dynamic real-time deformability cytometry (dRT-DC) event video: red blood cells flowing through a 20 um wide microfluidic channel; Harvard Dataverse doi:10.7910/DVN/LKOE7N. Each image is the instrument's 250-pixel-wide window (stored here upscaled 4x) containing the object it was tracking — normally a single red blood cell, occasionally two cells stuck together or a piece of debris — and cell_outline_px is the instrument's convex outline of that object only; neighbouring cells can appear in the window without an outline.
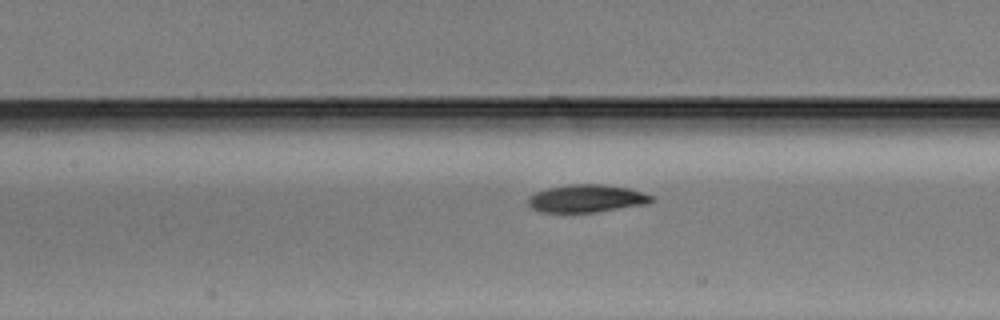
{"species": "Egyptian fruit bat (a non-hibernating species)", "species_latin": "Rousettus aegyptiacus", "temperature_condition": "warm", "stored_images_in_passage": 22, "camera_frame_rate_fps": 3000, "um_per_image_px": 0.085, "animal": {"sex": "male"}, "frame": {"image": 1, "passage_image": 22, "time_ms": 7.0, "image_size_px": [1000, 320], "cell_outline_px": [[656, 200], [648, 204], [596, 212], [540, 212], [532, 208], [528, 204], [528, 196], [536, 192], [548, 188], [568, 184], [604, 184], [628, 188], [652, 196]], "centroid_in_image_um": [49.86, 16.87], "position_along_channel_um": 157.5, "area_um2": 20.0}}